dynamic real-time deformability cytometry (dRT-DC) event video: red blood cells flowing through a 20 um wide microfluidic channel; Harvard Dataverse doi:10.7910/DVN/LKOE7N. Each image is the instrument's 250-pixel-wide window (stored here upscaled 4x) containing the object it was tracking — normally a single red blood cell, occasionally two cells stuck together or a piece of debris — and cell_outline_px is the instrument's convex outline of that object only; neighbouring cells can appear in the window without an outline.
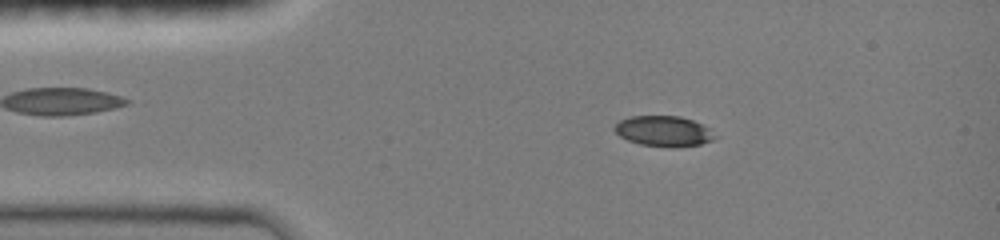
{"species": "common noctule bat (a hibernating species)", "species_latin": "Nyctalus noctula", "temperature_condition": "room temperature", "stored_images_in_passage": 46, "camera_frame_rate_fps": 3000, "um_per_image_px": 0.085, "animal": {"sex": "female", "body_mass_g": 19.0, "forearm_length_mm": 51.5}, "frame": {"image": 1, "passage_image": 7, "time_ms": 2.0, "image_size_px": [1000, 240], "cell_outline_px": [[720, 136], [712, 140], [700, 144], [640, 144], [628, 140], [620, 136], [612, 128], [620, 120], [628, 116], [680, 116], [692, 120], [712, 128]], "centroid_in_image_um": [56.44, 11.09], "position_along_channel_um": 28.6, "area_um2": 17.28}}
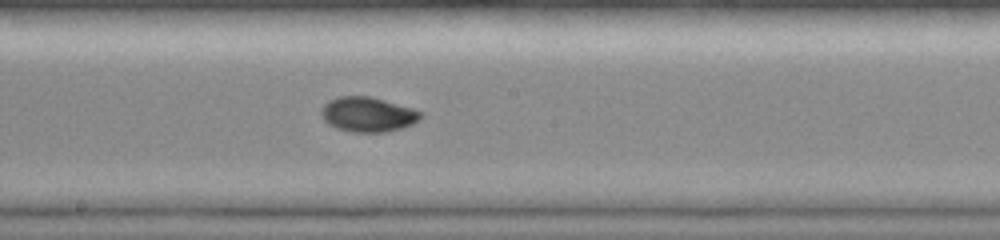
{"frame": {"image": 2, "passage_image": 24, "time_ms": 7.667, "image_size_px": [1000, 240], "cell_outline_px": [[424, 112], [420, 120], [412, 124], [400, 128], [384, 132], [352, 132], [336, 128], [328, 124], [320, 116], [320, 108], [328, 100], [340, 96], [368, 96], [384, 100], [412, 108]], "centroid_in_image_um": [31.24, 9.72], "position_along_channel_um": 217.0, "area_um2": 20.29}}
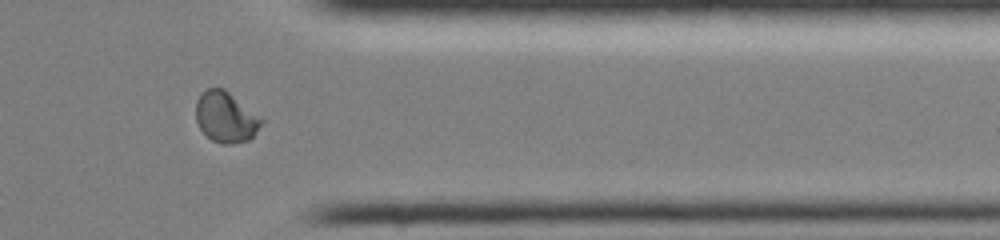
{"frame": {"image": 3, "passage_image": 37, "time_ms": 12.0, "image_size_px": [1000, 240], "cell_outline_px": [[264, 120], [256, 132], [248, 140], [232, 144], [224, 144], [212, 140], [200, 128], [196, 120], [196, 100], [208, 88], [224, 88], [264, 116]], "centroid_in_image_um": [19.25, 9.93], "position_along_channel_um": 392.2, "area_um2": 19.59}, "authors_computed_cell_mechanics": {"area_um2": 19.1607, "velocity_mm_per_s": 4.068, "shape_relaxation_time_tau1_ms": 5.8355, "shape_relaxation_time_tau2_ms": 1.5442, "deformation_change_tau1": 0.2068, "deformation_change_tau2": 0.0364}}